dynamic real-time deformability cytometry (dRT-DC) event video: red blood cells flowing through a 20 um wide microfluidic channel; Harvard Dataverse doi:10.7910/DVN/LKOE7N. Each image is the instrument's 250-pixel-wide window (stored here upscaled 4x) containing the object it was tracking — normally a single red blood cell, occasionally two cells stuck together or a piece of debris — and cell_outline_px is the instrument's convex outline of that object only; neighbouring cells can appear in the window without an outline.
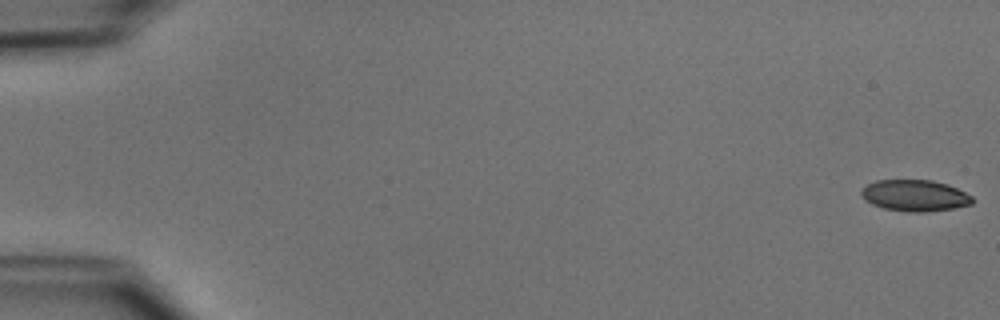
{"species": "common noctule bat (a hibernating species)", "species_latin": "Nyctalus noctula", "temperature_condition": "cold", "stored_images_in_passage": 52, "camera_frame_rate_fps": 3000, "um_per_image_px": 0.085, "animal": {"sex": "male", "body_mass_g": 15.6}, "frame": {"image": 1, "passage_image": 1, "time_ms": 0.0, "image_size_px": [1000, 320], "cell_outline_px": [[972, 204], [956, 208], [924, 212], [908, 212], [884, 208], [872, 204], [864, 200], [860, 196], [860, 188], [876, 180], [932, 180], [948, 184], [972, 196]], "centroid_in_image_um": [77.73, 16.62], "position_along_channel_um": 7.3, "area_um2": 20.46}}
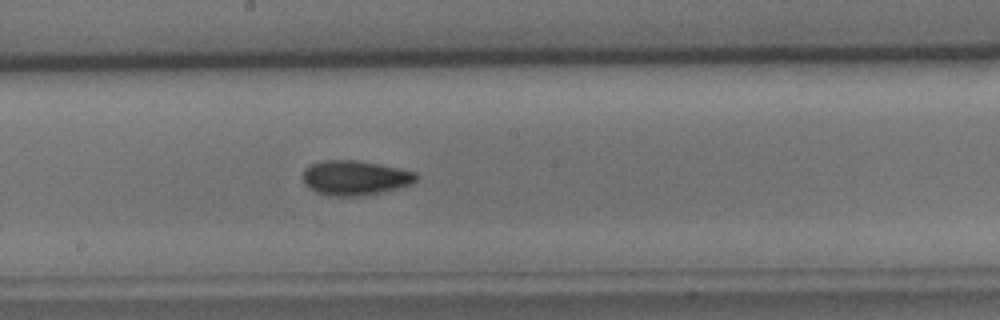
{"frame": {"image": 2, "passage_image": 29, "time_ms": 9.333, "image_size_px": [1000, 320], "cell_outline_px": [[420, 176], [412, 184], [364, 196], [328, 196], [316, 192], [308, 188], [304, 184], [304, 168], [312, 164], [324, 160], [356, 160], [380, 164], [400, 168], [416, 172]], "centroid_in_image_um": [30.19, 15.12], "position_along_channel_um": 218.0, "area_um2": 23.06}}
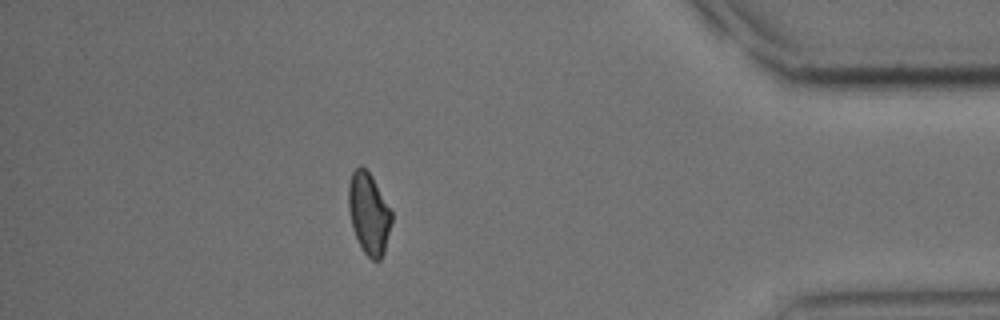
{"frame": {"image": 3, "passage_image": 46, "time_ms": 15.0, "image_size_px": [1000, 320], "cell_outline_px": [[392, 220], [384, 252], [380, 260], [372, 260], [364, 252], [352, 228], [348, 208], [348, 188], [352, 172], [360, 164], [372, 176], [392, 212]], "centroid_in_image_um": [31.34, 18.14], "position_along_channel_um": 403.9, "area_um2": 20.29}, "authors_computed_cell_mechanics": {"area_um2": 21.097, "velocity_mm_per_s": 3.9355, "shape_relaxation_time_tau1_ms": 3.6996, "shape_relaxation_time_tau2_ms": 3.7091, "deformation_change_tau1": 0.1029, "deformation_change_tau2": 0.0761}}